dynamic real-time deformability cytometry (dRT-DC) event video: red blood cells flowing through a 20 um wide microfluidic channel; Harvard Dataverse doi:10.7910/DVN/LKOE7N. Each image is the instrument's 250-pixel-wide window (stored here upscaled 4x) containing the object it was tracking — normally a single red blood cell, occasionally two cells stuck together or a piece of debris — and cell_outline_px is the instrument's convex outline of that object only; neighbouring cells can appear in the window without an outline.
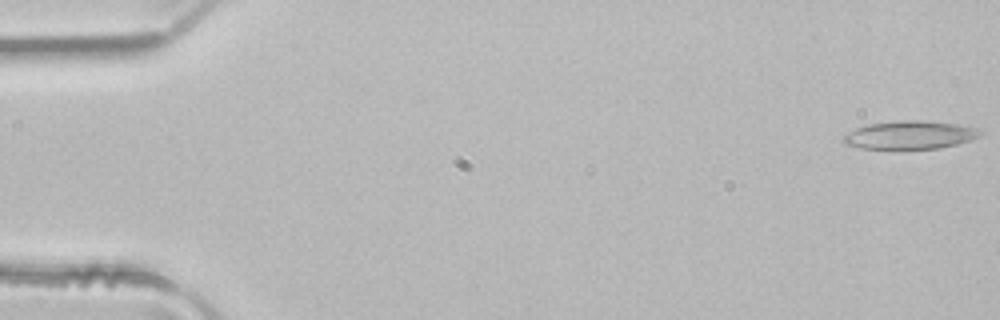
{"species": "common noctule bat (a hibernating species)", "species_latin": "Nyctalus noctula", "temperature_condition": "room temperature", "stored_images_in_passage": 4, "camera_frame_rate_fps": 3000, "um_per_image_px": 0.085, "animal": {"sex": "male", "body_mass_g": 21.5, "forearm_length_mm": 52.0}, "frame": {"image": 1, "passage_image": 1, "time_ms": 0.0, "image_size_px": [1000, 320], "cell_outline_px": [[984, 132], [980, 136], [972, 140], [940, 148], [860, 148], [844, 144], [844, 136], [848, 132], [856, 128], [868, 124], [900, 120], [920, 120], [956, 124], [976, 128]], "centroid_in_image_um": [77.37, 11.46], "position_along_channel_um": 7.6, "area_um2": 22.25}}
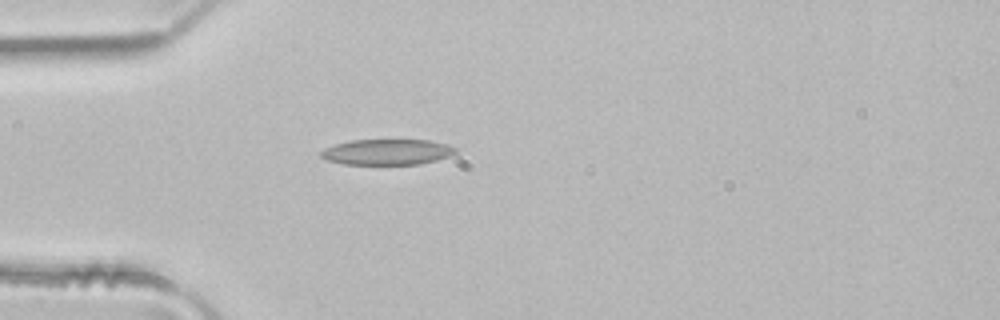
{"frame": {"image": 2, "passage_image": 4, "time_ms": 1.0, "image_size_px": [1000, 320], "cell_outline_px": [[460, 148], [452, 156], [420, 164], [344, 164], [328, 160], [320, 156], [320, 152], [324, 148], [336, 144], [352, 140], [428, 140], [448, 144]], "centroid_in_image_um": [32.97, 12.91], "position_along_channel_um": 52.0, "area_um2": 20.23}}